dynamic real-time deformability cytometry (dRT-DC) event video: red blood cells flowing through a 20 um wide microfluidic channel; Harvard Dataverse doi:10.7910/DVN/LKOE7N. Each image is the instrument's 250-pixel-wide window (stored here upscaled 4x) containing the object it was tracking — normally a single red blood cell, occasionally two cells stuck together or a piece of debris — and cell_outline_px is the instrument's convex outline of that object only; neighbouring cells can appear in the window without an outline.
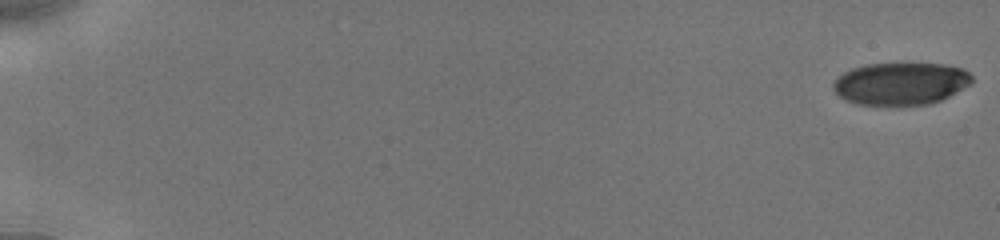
{"species": "human", "species_latin": "Homo sapiens", "temperature_condition": "cold", "stored_images_in_passage": 48, "camera_frame_rate_fps": 3000, "um_per_image_px": 0.085, "donor": {"sex": "male"}, "frame": {"image": 1, "passage_image": 1, "time_ms": 0.0, "image_size_px": [1000, 240], "cell_outline_px": [[972, 84], [940, 100], [928, 104], [860, 104], [844, 100], [832, 88], [832, 84], [844, 72], [852, 68], [864, 64], [896, 60], [944, 64], [964, 68], [972, 76]], "centroid_in_image_um": [76.58, 7.03], "position_along_channel_um": 8.4, "area_um2": 35.08}}
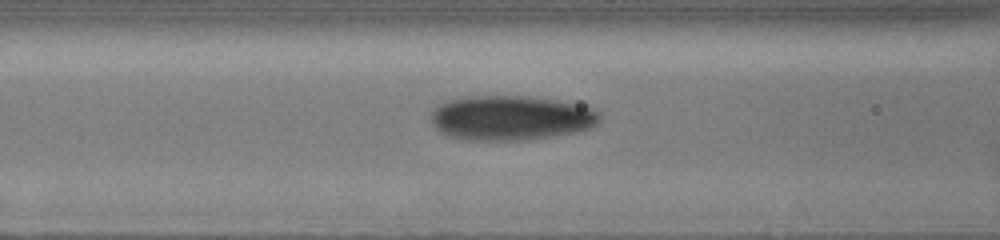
{"frame": {"image": 2, "passage_image": 44, "time_ms": 8.0, "image_size_px": [1000, 240], "cell_outline_px": [[600, 120], [592, 128], [576, 132], [520, 140], [464, 140], [448, 136], [440, 132], [432, 124], [432, 108], [436, 104], [448, 100], [464, 96], [528, 96], [556, 100], [576, 104], [600, 112]], "centroid_in_image_um": [43.36, 10.01], "position_along_channel_um": 123.2, "area_um2": 44.04}}
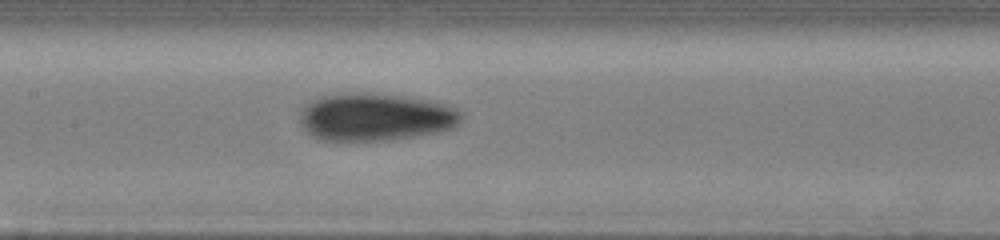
{"frame": {"image": 3, "passage_image": 48, "time_ms": 9.333, "image_size_px": [1000, 240], "cell_outline_px": [[464, 120], [456, 128], [416, 136], [392, 140], [316, 140], [300, 124], [300, 112], [304, 104], [320, 96], [348, 92], [372, 92], [404, 96], [428, 100], [444, 104], [456, 108], [464, 112]], "centroid_in_image_um": [31.93, 9.93], "position_along_channel_um": 175.5, "area_um2": 45.66}}